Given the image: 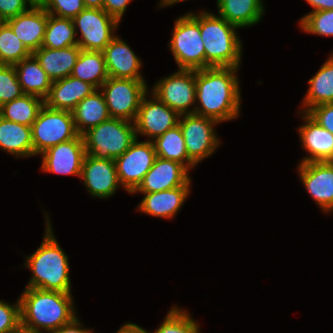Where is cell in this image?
Listing matches in <instances>:
<instances>
[{
	"label": "cell",
	"mask_w": 333,
	"mask_h": 333,
	"mask_svg": "<svg viewBox=\"0 0 333 333\" xmlns=\"http://www.w3.org/2000/svg\"><path fill=\"white\" fill-rule=\"evenodd\" d=\"M73 25L78 26L82 39L78 40L81 50L103 51L115 37L111 33L119 22L103 9L85 8L73 19Z\"/></svg>",
	"instance_id": "cell-9"
},
{
	"label": "cell",
	"mask_w": 333,
	"mask_h": 333,
	"mask_svg": "<svg viewBox=\"0 0 333 333\" xmlns=\"http://www.w3.org/2000/svg\"><path fill=\"white\" fill-rule=\"evenodd\" d=\"M0 148L13 155H34L31 126L9 121L0 116Z\"/></svg>",
	"instance_id": "cell-27"
},
{
	"label": "cell",
	"mask_w": 333,
	"mask_h": 333,
	"mask_svg": "<svg viewBox=\"0 0 333 333\" xmlns=\"http://www.w3.org/2000/svg\"><path fill=\"white\" fill-rule=\"evenodd\" d=\"M32 53L6 22H0V65H15Z\"/></svg>",
	"instance_id": "cell-33"
},
{
	"label": "cell",
	"mask_w": 333,
	"mask_h": 333,
	"mask_svg": "<svg viewBox=\"0 0 333 333\" xmlns=\"http://www.w3.org/2000/svg\"><path fill=\"white\" fill-rule=\"evenodd\" d=\"M215 123L218 122L196 114H184L182 121L179 118L188 157L194 164L212 154L219 145L213 130Z\"/></svg>",
	"instance_id": "cell-11"
},
{
	"label": "cell",
	"mask_w": 333,
	"mask_h": 333,
	"mask_svg": "<svg viewBox=\"0 0 333 333\" xmlns=\"http://www.w3.org/2000/svg\"><path fill=\"white\" fill-rule=\"evenodd\" d=\"M81 48L78 45L63 49H49L40 47L33 55L39 61L42 69L52 81L63 79L71 75L79 57Z\"/></svg>",
	"instance_id": "cell-22"
},
{
	"label": "cell",
	"mask_w": 333,
	"mask_h": 333,
	"mask_svg": "<svg viewBox=\"0 0 333 333\" xmlns=\"http://www.w3.org/2000/svg\"><path fill=\"white\" fill-rule=\"evenodd\" d=\"M110 117L82 134L86 154L96 158L115 159L137 140L135 125Z\"/></svg>",
	"instance_id": "cell-5"
},
{
	"label": "cell",
	"mask_w": 333,
	"mask_h": 333,
	"mask_svg": "<svg viewBox=\"0 0 333 333\" xmlns=\"http://www.w3.org/2000/svg\"><path fill=\"white\" fill-rule=\"evenodd\" d=\"M23 95L14 65H0V107Z\"/></svg>",
	"instance_id": "cell-35"
},
{
	"label": "cell",
	"mask_w": 333,
	"mask_h": 333,
	"mask_svg": "<svg viewBox=\"0 0 333 333\" xmlns=\"http://www.w3.org/2000/svg\"><path fill=\"white\" fill-rule=\"evenodd\" d=\"M189 193V186L145 194L139 209L156 217L172 218Z\"/></svg>",
	"instance_id": "cell-24"
},
{
	"label": "cell",
	"mask_w": 333,
	"mask_h": 333,
	"mask_svg": "<svg viewBox=\"0 0 333 333\" xmlns=\"http://www.w3.org/2000/svg\"><path fill=\"white\" fill-rule=\"evenodd\" d=\"M41 246L26 261L33 276L26 288L71 293L68 257L52 234L49 221Z\"/></svg>",
	"instance_id": "cell-3"
},
{
	"label": "cell",
	"mask_w": 333,
	"mask_h": 333,
	"mask_svg": "<svg viewBox=\"0 0 333 333\" xmlns=\"http://www.w3.org/2000/svg\"><path fill=\"white\" fill-rule=\"evenodd\" d=\"M157 155L152 140L137 142L119 157L115 158L119 182L129 193H134L151 169Z\"/></svg>",
	"instance_id": "cell-10"
},
{
	"label": "cell",
	"mask_w": 333,
	"mask_h": 333,
	"mask_svg": "<svg viewBox=\"0 0 333 333\" xmlns=\"http://www.w3.org/2000/svg\"><path fill=\"white\" fill-rule=\"evenodd\" d=\"M71 76L101 87L109 78L102 51L81 50Z\"/></svg>",
	"instance_id": "cell-28"
},
{
	"label": "cell",
	"mask_w": 333,
	"mask_h": 333,
	"mask_svg": "<svg viewBox=\"0 0 333 333\" xmlns=\"http://www.w3.org/2000/svg\"><path fill=\"white\" fill-rule=\"evenodd\" d=\"M79 326L81 327V324L77 320V317H75L69 323L50 333H91V331L87 329H81Z\"/></svg>",
	"instance_id": "cell-42"
},
{
	"label": "cell",
	"mask_w": 333,
	"mask_h": 333,
	"mask_svg": "<svg viewBox=\"0 0 333 333\" xmlns=\"http://www.w3.org/2000/svg\"><path fill=\"white\" fill-rule=\"evenodd\" d=\"M307 114L320 126L333 134V103L315 106Z\"/></svg>",
	"instance_id": "cell-39"
},
{
	"label": "cell",
	"mask_w": 333,
	"mask_h": 333,
	"mask_svg": "<svg viewBox=\"0 0 333 333\" xmlns=\"http://www.w3.org/2000/svg\"><path fill=\"white\" fill-rule=\"evenodd\" d=\"M48 13L35 2L30 9L5 21L33 54L42 46L47 26Z\"/></svg>",
	"instance_id": "cell-18"
},
{
	"label": "cell",
	"mask_w": 333,
	"mask_h": 333,
	"mask_svg": "<svg viewBox=\"0 0 333 333\" xmlns=\"http://www.w3.org/2000/svg\"><path fill=\"white\" fill-rule=\"evenodd\" d=\"M44 104L43 99L39 101L37 96L24 94L3 104L0 107V116L9 121L32 126Z\"/></svg>",
	"instance_id": "cell-31"
},
{
	"label": "cell",
	"mask_w": 333,
	"mask_h": 333,
	"mask_svg": "<svg viewBox=\"0 0 333 333\" xmlns=\"http://www.w3.org/2000/svg\"><path fill=\"white\" fill-rule=\"evenodd\" d=\"M152 92L161 102L181 116L191 114L186 111L196 100L195 70L179 69L178 72L160 80Z\"/></svg>",
	"instance_id": "cell-12"
},
{
	"label": "cell",
	"mask_w": 333,
	"mask_h": 333,
	"mask_svg": "<svg viewBox=\"0 0 333 333\" xmlns=\"http://www.w3.org/2000/svg\"><path fill=\"white\" fill-rule=\"evenodd\" d=\"M85 8L103 9L104 0H83Z\"/></svg>",
	"instance_id": "cell-45"
},
{
	"label": "cell",
	"mask_w": 333,
	"mask_h": 333,
	"mask_svg": "<svg viewBox=\"0 0 333 333\" xmlns=\"http://www.w3.org/2000/svg\"><path fill=\"white\" fill-rule=\"evenodd\" d=\"M42 155V169L44 171L81 177L83 160L86 155L82 135L52 146Z\"/></svg>",
	"instance_id": "cell-13"
},
{
	"label": "cell",
	"mask_w": 333,
	"mask_h": 333,
	"mask_svg": "<svg viewBox=\"0 0 333 333\" xmlns=\"http://www.w3.org/2000/svg\"><path fill=\"white\" fill-rule=\"evenodd\" d=\"M38 3L48 14L62 18L73 19L85 9L83 0H40Z\"/></svg>",
	"instance_id": "cell-37"
},
{
	"label": "cell",
	"mask_w": 333,
	"mask_h": 333,
	"mask_svg": "<svg viewBox=\"0 0 333 333\" xmlns=\"http://www.w3.org/2000/svg\"><path fill=\"white\" fill-rule=\"evenodd\" d=\"M155 100L143 97L134 121L136 134L141 133L154 139L179 124L180 114L169 108L153 95Z\"/></svg>",
	"instance_id": "cell-14"
},
{
	"label": "cell",
	"mask_w": 333,
	"mask_h": 333,
	"mask_svg": "<svg viewBox=\"0 0 333 333\" xmlns=\"http://www.w3.org/2000/svg\"><path fill=\"white\" fill-rule=\"evenodd\" d=\"M32 6L34 0H0V22L14 18L27 11L26 3Z\"/></svg>",
	"instance_id": "cell-40"
},
{
	"label": "cell",
	"mask_w": 333,
	"mask_h": 333,
	"mask_svg": "<svg viewBox=\"0 0 333 333\" xmlns=\"http://www.w3.org/2000/svg\"><path fill=\"white\" fill-rule=\"evenodd\" d=\"M96 88L73 76H67L52 82L49 95L44 100L48 108L72 111L77 104L91 95Z\"/></svg>",
	"instance_id": "cell-20"
},
{
	"label": "cell",
	"mask_w": 333,
	"mask_h": 333,
	"mask_svg": "<svg viewBox=\"0 0 333 333\" xmlns=\"http://www.w3.org/2000/svg\"><path fill=\"white\" fill-rule=\"evenodd\" d=\"M304 114L307 124L300 127L299 132L302 145L311 156L304 158L302 163L333 161V134Z\"/></svg>",
	"instance_id": "cell-21"
},
{
	"label": "cell",
	"mask_w": 333,
	"mask_h": 333,
	"mask_svg": "<svg viewBox=\"0 0 333 333\" xmlns=\"http://www.w3.org/2000/svg\"><path fill=\"white\" fill-rule=\"evenodd\" d=\"M101 88L110 117L135 121L141 101L148 92L144 80L109 77Z\"/></svg>",
	"instance_id": "cell-8"
},
{
	"label": "cell",
	"mask_w": 333,
	"mask_h": 333,
	"mask_svg": "<svg viewBox=\"0 0 333 333\" xmlns=\"http://www.w3.org/2000/svg\"><path fill=\"white\" fill-rule=\"evenodd\" d=\"M302 30L312 34L333 36V10L311 12L300 20Z\"/></svg>",
	"instance_id": "cell-36"
},
{
	"label": "cell",
	"mask_w": 333,
	"mask_h": 333,
	"mask_svg": "<svg viewBox=\"0 0 333 333\" xmlns=\"http://www.w3.org/2000/svg\"><path fill=\"white\" fill-rule=\"evenodd\" d=\"M308 82L310 87L303 101L309 107L304 112L321 104L333 103V55Z\"/></svg>",
	"instance_id": "cell-30"
},
{
	"label": "cell",
	"mask_w": 333,
	"mask_h": 333,
	"mask_svg": "<svg viewBox=\"0 0 333 333\" xmlns=\"http://www.w3.org/2000/svg\"><path fill=\"white\" fill-rule=\"evenodd\" d=\"M18 81L24 94L46 99L49 95L52 80L42 69L39 61L32 54L14 65Z\"/></svg>",
	"instance_id": "cell-23"
},
{
	"label": "cell",
	"mask_w": 333,
	"mask_h": 333,
	"mask_svg": "<svg viewBox=\"0 0 333 333\" xmlns=\"http://www.w3.org/2000/svg\"><path fill=\"white\" fill-rule=\"evenodd\" d=\"M20 326V301L11 306L0 300V333H12Z\"/></svg>",
	"instance_id": "cell-38"
},
{
	"label": "cell",
	"mask_w": 333,
	"mask_h": 333,
	"mask_svg": "<svg viewBox=\"0 0 333 333\" xmlns=\"http://www.w3.org/2000/svg\"><path fill=\"white\" fill-rule=\"evenodd\" d=\"M81 179L91 195L101 198L114 194L120 184L114 159L96 158L88 154L83 160Z\"/></svg>",
	"instance_id": "cell-16"
},
{
	"label": "cell",
	"mask_w": 333,
	"mask_h": 333,
	"mask_svg": "<svg viewBox=\"0 0 333 333\" xmlns=\"http://www.w3.org/2000/svg\"><path fill=\"white\" fill-rule=\"evenodd\" d=\"M75 27L70 18L55 17L48 14L47 26L41 47L63 49L78 44Z\"/></svg>",
	"instance_id": "cell-32"
},
{
	"label": "cell",
	"mask_w": 333,
	"mask_h": 333,
	"mask_svg": "<svg viewBox=\"0 0 333 333\" xmlns=\"http://www.w3.org/2000/svg\"><path fill=\"white\" fill-rule=\"evenodd\" d=\"M71 112L79 135L110 118L104 95L99 94L97 89L81 100ZM85 125L88 126L87 129Z\"/></svg>",
	"instance_id": "cell-25"
},
{
	"label": "cell",
	"mask_w": 333,
	"mask_h": 333,
	"mask_svg": "<svg viewBox=\"0 0 333 333\" xmlns=\"http://www.w3.org/2000/svg\"><path fill=\"white\" fill-rule=\"evenodd\" d=\"M31 128L34 155L42 154L48 148L72 140L79 135L71 111L54 110L45 104Z\"/></svg>",
	"instance_id": "cell-7"
},
{
	"label": "cell",
	"mask_w": 333,
	"mask_h": 333,
	"mask_svg": "<svg viewBox=\"0 0 333 333\" xmlns=\"http://www.w3.org/2000/svg\"><path fill=\"white\" fill-rule=\"evenodd\" d=\"M238 68L209 67L195 70L196 100L201 103L191 114L222 122L239 115V83L235 76Z\"/></svg>",
	"instance_id": "cell-1"
},
{
	"label": "cell",
	"mask_w": 333,
	"mask_h": 333,
	"mask_svg": "<svg viewBox=\"0 0 333 333\" xmlns=\"http://www.w3.org/2000/svg\"><path fill=\"white\" fill-rule=\"evenodd\" d=\"M130 1L131 0H104L103 10L120 22V19L126 10L127 4Z\"/></svg>",
	"instance_id": "cell-41"
},
{
	"label": "cell",
	"mask_w": 333,
	"mask_h": 333,
	"mask_svg": "<svg viewBox=\"0 0 333 333\" xmlns=\"http://www.w3.org/2000/svg\"><path fill=\"white\" fill-rule=\"evenodd\" d=\"M19 301L21 327L31 331L52 332L76 317L71 293L26 288Z\"/></svg>",
	"instance_id": "cell-2"
},
{
	"label": "cell",
	"mask_w": 333,
	"mask_h": 333,
	"mask_svg": "<svg viewBox=\"0 0 333 333\" xmlns=\"http://www.w3.org/2000/svg\"><path fill=\"white\" fill-rule=\"evenodd\" d=\"M236 28L221 16L202 11L200 35L205 48V68H238L242 46L234 30Z\"/></svg>",
	"instance_id": "cell-4"
},
{
	"label": "cell",
	"mask_w": 333,
	"mask_h": 333,
	"mask_svg": "<svg viewBox=\"0 0 333 333\" xmlns=\"http://www.w3.org/2000/svg\"><path fill=\"white\" fill-rule=\"evenodd\" d=\"M117 333H148L146 330L137 326L136 324H126Z\"/></svg>",
	"instance_id": "cell-44"
},
{
	"label": "cell",
	"mask_w": 333,
	"mask_h": 333,
	"mask_svg": "<svg viewBox=\"0 0 333 333\" xmlns=\"http://www.w3.org/2000/svg\"><path fill=\"white\" fill-rule=\"evenodd\" d=\"M299 170L305 188L316 203L326 212L333 210V161L300 163Z\"/></svg>",
	"instance_id": "cell-15"
},
{
	"label": "cell",
	"mask_w": 333,
	"mask_h": 333,
	"mask_svg": "<svg viewBox=\"0 0 333 333\" xmlns=\"http://www.w3.org/2000/svg\"><path fill=\"white\" fill-rule=\"evenodd\" d=\"M219 15L228 23L239 27L250 26L261 20V0H217Z\"/></svg>",
	"instance_id": "cell-26"
},
{
	"label": "cell",
	"mask_w": 333,
	"mask_h": 333,
	"mask_svg": "<svg viewBox=\"0 0 333 333\" xmlns=\"http://www.w3.org/2000/svg\"><path fill=\"white\" fill-rule=\"evenodd\" d=\"M188 169L180 162L156 157L153 166L134 191L144 194L161 192L180 186H189Z\"/></svg>",
	"instance_id": "cell-17"
},
{
	"label": "cell",
	"mask_w": 333,
	"mask_h": 333,
	"mask_svg": "<svg viewBox=\"0 0 333 333\" xmlns=\"http://www.w3.org/2000/svg\"><path fill=\"white\" fill-rule=\"evenodd\" d=\"M152 142L157 157L180 162L187 169L195 165L188 157L184 137L179 125L167 130ZM184 161L187 163L185 164Z\"/></svg>",
	"instance_id": "cell-29"
},
{
	"label": "cell",
	"mask_w": 333,
	"mask_h": 333,
	"mask_svg": "<svg viewBox=\"0 0 333 333\" xmlns=\"http://www.w3.org/2000/svg\"><path fill=\"white\" fill-rule=\"evenodd\" d=\"M198 329L188 313L174 307L154 333H198Z\"/></svg>",
	"instance_id": "cell-34"
},
{
	"label": "cell",
	"mask_w": 333,
	"mask_h": 333,
	"mask_svg": "<svg viewBox=\"0 0 333 333\" xmlns=\"http://www.w3.org/2000/svg\"><path fill=\"white\" fill-rule=\"evenodd\" d=\"M178 1H183V0H162V4H160L161 6H167V5H171L174 3H177Z\"/></svg>",
	"instance_id": "cell-47"
},
{
	"label": "cell",
	"mask_w": 333,
	"mask_h": 333,
	"mask_svg": "<svg viewBox=\"0 0 333 333\" xmlns=\"http://www.w3.org/2000/svg\"><path fill=\"white\" fill-rule=\"evenodd\" d=\"M170 48L180 69L205 68V48L200 35V15L186 14L175 22Z\"/></svg>",
	"instance_id": "cell-6"
},
{
	"label": "cell",
	"mask_w": 333,
	"mask_h": 333,
	"mask_svg": "<svg viewBox=\"0 0 333 333\" xmlns=\"http://www.w3.org/2000/svg\"><path fill=\"white\" fill-rule=\"evenodd\" d=\"M102 53L109 77L143 80L139 73L141 61L118 37L115 36Z\"/></svg>",
	"instance_id": "cell-19"
},
{
	"label": "cell",
	"mask_w": 333,
	"mask_h": 333,
	"mask_svg": "<svg viewBox=\"0 0 333 333\" xmlns=\"http://www.w3.org/2000/svg\"><path fill=\"white\" fill-rule=\"evenodd\" d=\"M12 333H39V332L31 331L20 326L16 331Z\"/></svg>",
	"instance_id": "cell-46"
},
{
	"label": "cell",
	"mask_w": 333,
	"mask_h": 333,
	"mask_svg": "<svg viewBox=\"0 0 333 333\" xmlns=\"http://www.w3.org/2000/svg\"><path fill=\"white\" fill-rule=\"evenodd\" d=\"M306 1L314 8L312 12L322 11V10H333V0H306Z\"/></svg>",
	"instance_id": "cell-43"
}]
</instances>
